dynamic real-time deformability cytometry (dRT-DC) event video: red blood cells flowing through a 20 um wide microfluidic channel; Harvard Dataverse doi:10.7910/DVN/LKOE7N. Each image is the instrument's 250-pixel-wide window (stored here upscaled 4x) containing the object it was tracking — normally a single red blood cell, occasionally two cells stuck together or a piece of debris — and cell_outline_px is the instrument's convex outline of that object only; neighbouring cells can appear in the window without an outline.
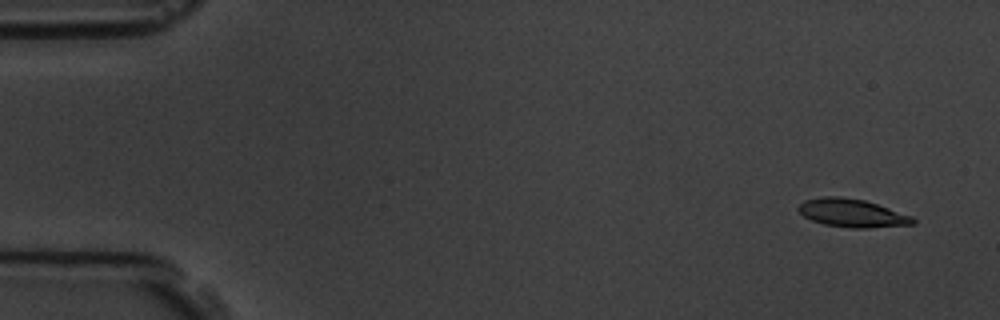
{"species": "common noctule bat (a hibernating species)", "species_latin": "Nyctalus noctula", "temperature_condition": "room temperature", "stored_images_in_passage": 6, "camera_frame_rate_fps": 3000, "um_per_image_px": 0.085, "animal": {"sex": "male", "body_mass_g": 19.5, "forearm_length_mm": 54.6}, "frame": {"image": 1, "passage_image": 1, "time_ms": 0.0, "image_size_px": [1000, 320], "cell_outline_px": [[916, 224], [868, 228], [852, 228], [824, 224], [812, 220], [804, 216], [796, 208], [804, 200], [824, 196], [840, 196], [864, 200], [912, 216], [916, 220]], "centroid_in_image_um": [72.42, 18.11], "position_along_channel_um": 12.6, "area_um2": 18.73}}
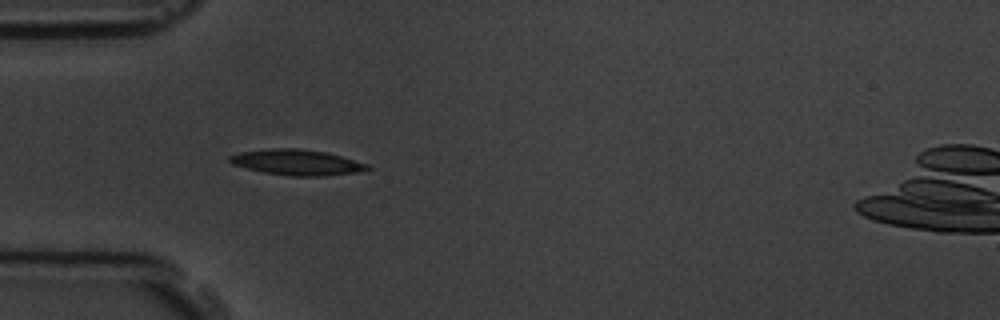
{"frame": {"image": 2, "passage_image": 5, "time_ms": 4.667, "image_size_px": [1000, 320], "cell_outline_px": [[372, 168], [356, 172], [324, 176], [292, 176], [264, 172], [232, 164], [228, 160], [228, 156], [240, 152], [268, 148], [300, 148], [324, 152], [340, 156], [368, 164]], "centroid_in_image_um": [25.21, 13.79], "position_along_channel_um": 59.8, "area_um2": 20.4}}
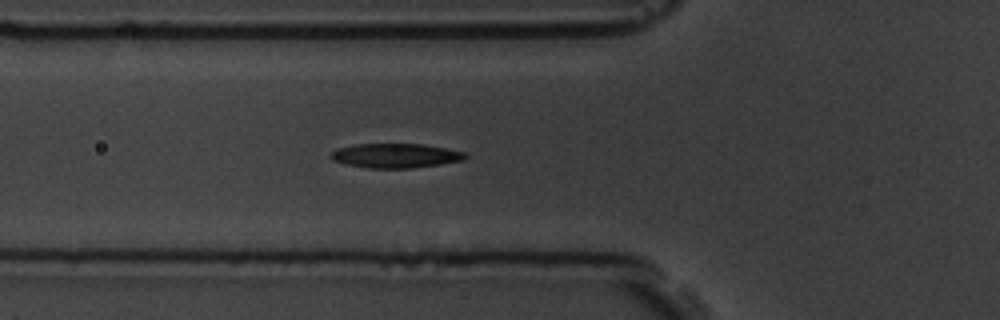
{"frame": {"image": 3, "passage_image": 6, "time_ms": 5.667, "image_size_px": [1000, 320], "cell_outline_px": [[468, 156], [464, 160], [440, 164], [412, 168], [368, 168], [344, 164], [332, 160], [328, 156], [336, 148], [356, 144], [424, 144], [464, 152]], "centroid_in_image_um": [33.58, 13.23], "position_along_channel_um": 92.2, "area_um2": 19.19}}